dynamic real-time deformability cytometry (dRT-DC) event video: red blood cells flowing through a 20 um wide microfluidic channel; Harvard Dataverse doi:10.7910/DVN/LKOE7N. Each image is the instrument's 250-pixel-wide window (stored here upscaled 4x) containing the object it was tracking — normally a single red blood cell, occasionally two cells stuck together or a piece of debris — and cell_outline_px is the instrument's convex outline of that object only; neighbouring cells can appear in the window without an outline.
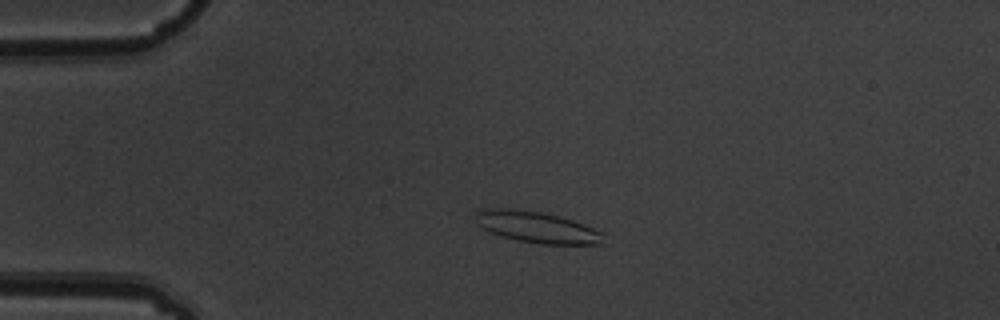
{"species": "common noctule bat (a hibernating species)", "species_latin": "Nyctalus noctula", "temperature_condition": "warm", "stored_images_in_passage": 5, "camera_frame_rate_fps": 3000, "um_per_image_px": 0.085, "animal": {"sex": "male", "body_mass_g": 19.5, "forearm_length_mm": 54.6}, "frame": {"image": 1, "passage_image": 3, "time_ms": 0.667, "image_size_px": [1000, 320], "cell_outline_px": [[604, 244], [540, 244], [520, 240], [504, 236], [492, 232], [476, 224], [472, 220], [476, 212], [484, 208], [512, 208], [544, 212], [572, 220], [584, 224], [600, 232], [604, 240]], "centroid_in_image_um": [45.58, 19.29], "position_along_channel_um": 39.4, "area_um2": 23.24}}
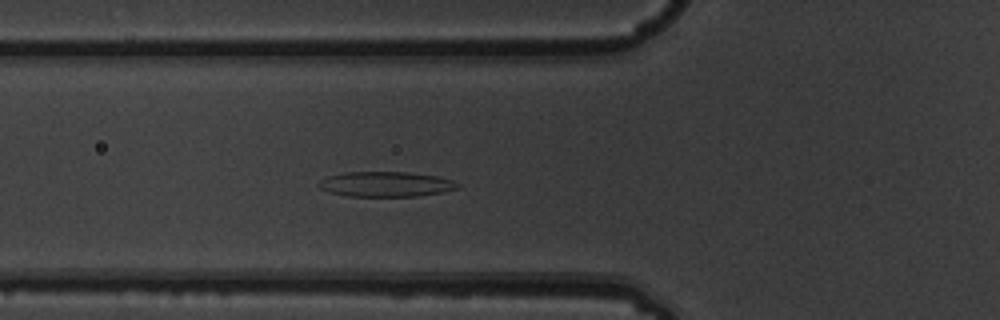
{"frame": {"image": 2, "passage_image": 5, "time_ms": 1.333, "image_size_px": [1000, 320], "cell_outline_px": [[460, 188], [420, 196], [344, 196], [328, 192], [320, 188], [320, 180], [328, 176], [344, 172], [408, 172], [436, 176], [452, 180], [460, 184]], "centroid_in_image_um": [32.8, 15.66], "position_along_channel_um": 93.0, "area_um2": 20.29}}